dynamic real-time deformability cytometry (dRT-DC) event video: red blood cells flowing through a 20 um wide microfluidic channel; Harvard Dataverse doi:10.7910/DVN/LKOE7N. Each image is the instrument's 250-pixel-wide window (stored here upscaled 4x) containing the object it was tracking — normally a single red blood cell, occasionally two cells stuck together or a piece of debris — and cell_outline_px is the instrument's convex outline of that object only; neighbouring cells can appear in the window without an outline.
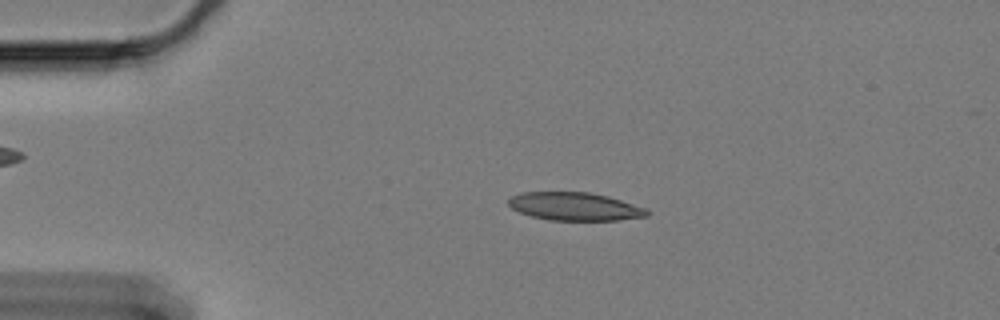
{"species": "Egyptian fruit bat (a non-hibernating species)", "species_latin": "Rousettus aegyptiacus", "temperature_condition": "cold", "stored_images_in_passage": 18, "camera_frame_rate_fps": 3000, "um_per_image_px": 0.085, "animal": {"sex": "female"}, "frame": {"image": 1, "passage_image": 8, "time_ms": 2.333, "image_size_px": [1000, 320], "cell_outline_px": [[648, 216], [620, 220], [548, 220], [532, 216], [520, 212], [512, 208], [508, 204], [508, 200], [512, 196], [520, 192], [588, 192], [608, 196], [644, 208], [648, 212]], "centroid_in_image_um": [48.82, 17.55], "position_along_channel_um": 36.2, "area_um2": 22.48}}
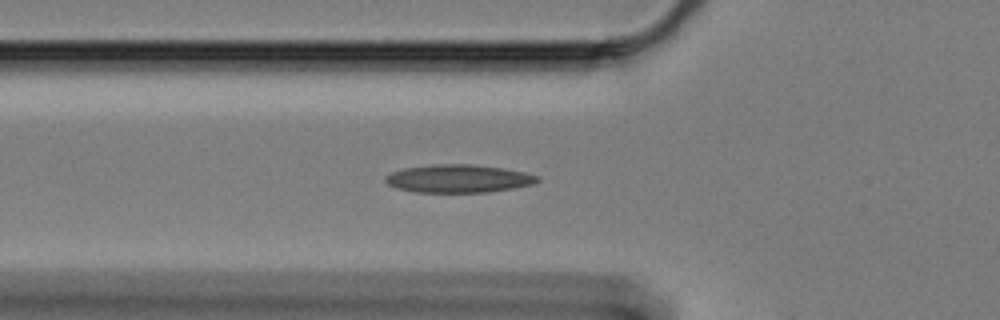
{"frame": {"image": 2, "passage_image": 16, "time_ms": 5.0, "image_size_px": [1000, 320], "cell_outline_px": [[540, 180], [532, 184], [512, 188], [488, 192], [416, 192], [396, 188], [388, 184], [384, 180], [384, 176], [392, 172], [404, 168], [432, 164], [472, 164], [500, 168], [524, 172], [540, 176]], "centroid_in_image_um": [38.94, 15.18], "position_along_channel_um": 86.9, "area_um2": 24.74}}